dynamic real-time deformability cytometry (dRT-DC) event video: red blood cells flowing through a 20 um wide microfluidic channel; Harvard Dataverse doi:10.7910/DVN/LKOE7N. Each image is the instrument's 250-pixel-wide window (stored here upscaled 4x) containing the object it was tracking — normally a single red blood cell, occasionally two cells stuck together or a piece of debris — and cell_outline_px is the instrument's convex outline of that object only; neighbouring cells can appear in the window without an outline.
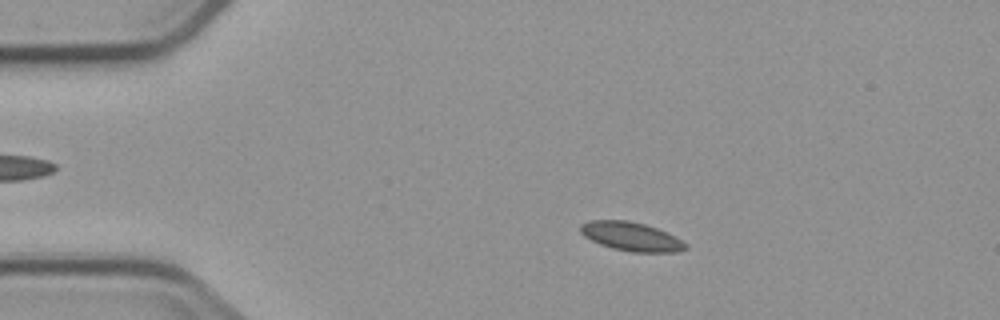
{"species": "common noctule bat (a hibernating species)", "species_latin": "Nyctalus noctula", "temperature_condition": "cold", "stored_images_in_passage": 7, "camera_frame_rate_fps": 3000, "um_per_image_px": 0.085, "animal": {"sex": "male", "body_mass_g": 23.1, "forearm_length_mm": 52.7}, "frame": {"image": 1, "passage_image": 3, "time_ms": 2.333, "image_size_px": [1000, 320], "cell_outline_px": [[688, 248], [680, 252], [632, 252], [612, 248], [600, 244], [584, 236], [580, 232], [580, 224], [588, 220], [628, 220], [644, 224], [656, 228], [688, 244]], "centroid_in_image_um": [53.63, 20.1], "position_along_channel_um": 31.4, "area_um2": 17.57}}
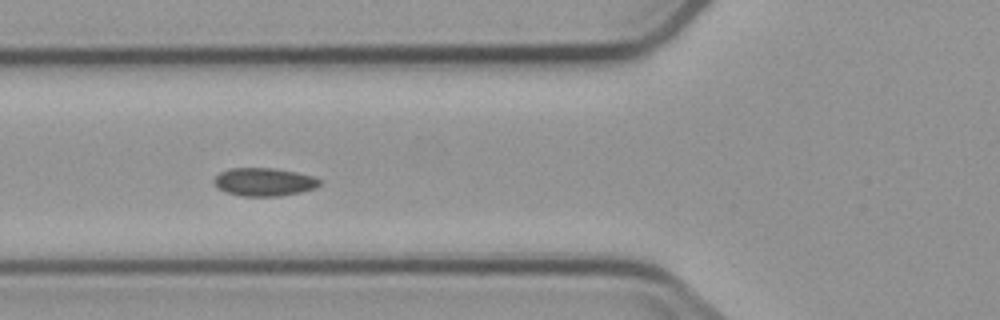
{"frame": {"image": 2, "passage_image": 6, "time_ms": 5.667, "image_size_px": [1000, 320], "cell_outline_px": [[320, 184], [316, 188], [300, 192], [280, 196], [240, 196], [216, 188], [212, 184], [212, 180], [220, 172], [232, 168], [272, 168], [296, 172], [312, 176], [320, 180]], "centroid_in_image_um": [22.41, 15.47], "position_along_channel_um": 103.4, "area_um2": 17.34}}
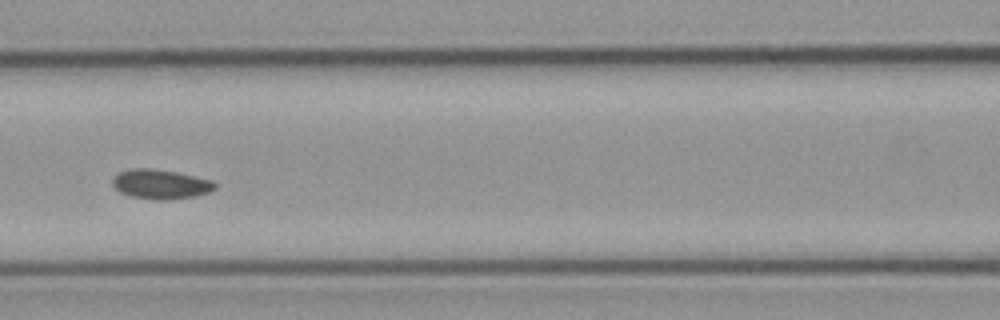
{"frame": {"image": 3, "passage_image": 7, "time_ms": 7.0, "image_size_px": [1000, 320], "cell_outline_px": [[216, 188], [212, 192], [196, 196], [164, 200], [160, 200], [132, 196], [120, 192], [112, 184], [112, 176], [120, 172], [132, 168], [152, 168], [176, 172], [212, 180], [216, 184]], "centroid_in_image_um": [13.67, 15.65], "position_along_channel_um": 152.9, "area_um2": 17.63}}